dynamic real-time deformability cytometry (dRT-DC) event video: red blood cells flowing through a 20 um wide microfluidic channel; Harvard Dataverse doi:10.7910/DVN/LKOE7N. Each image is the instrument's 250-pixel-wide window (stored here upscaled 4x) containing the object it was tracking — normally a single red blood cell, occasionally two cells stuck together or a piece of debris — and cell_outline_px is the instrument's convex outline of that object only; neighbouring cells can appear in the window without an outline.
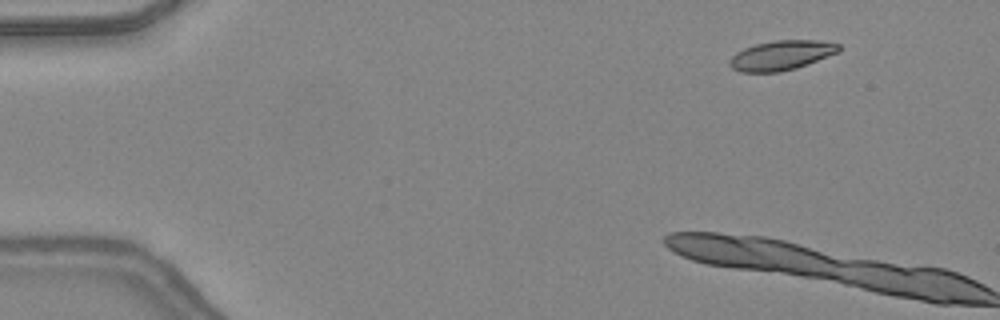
{"species": "common noctule bat (a hibernating species)", "species_latin": "Nyctalus noctula", "temperature_condition": "warm", "stored_images_in_passage": 7, "camera_frame_rate_fps": 3000, "um_per_image_px": 0.085, "animal": {"sex": "female", "body_mass_g": 24.6, "forearm_length_mm": 56.2}, "frame": {"image": 1, "passage_image": 6, "time_ms": 1.667, "image_size_px": [1000, 320], "cell_outline_px": [[840, 52], [808, 64], [796, 68], [780, 72], [740, 72], [732, 68], [728, 64], [728, 60], [736, 52], [744, 48], [756, 44], [776, 40], [816, 40], [840, 44]], "centroid_in_image_um": [66.41, 4.71], "position_along_channel_um": 18.6, "area_um2": 18.96}}